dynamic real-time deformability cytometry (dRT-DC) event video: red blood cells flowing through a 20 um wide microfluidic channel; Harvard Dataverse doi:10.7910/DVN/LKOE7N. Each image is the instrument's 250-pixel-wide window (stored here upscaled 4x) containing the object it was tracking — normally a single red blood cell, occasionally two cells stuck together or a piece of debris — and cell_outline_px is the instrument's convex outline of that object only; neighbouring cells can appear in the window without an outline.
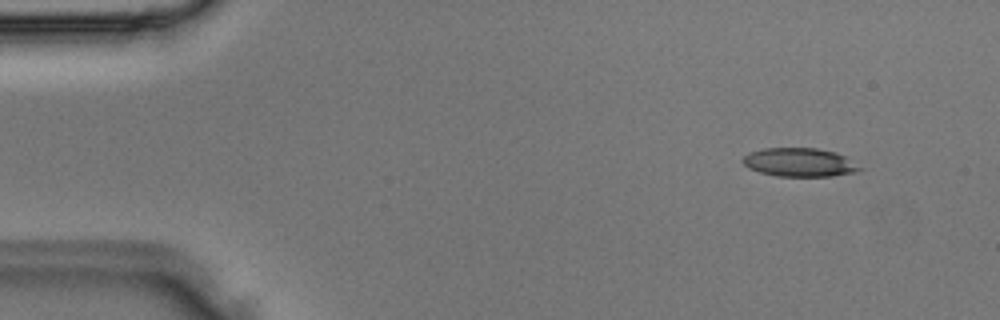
{"species": "Egyptian fruit bat (a non-hibernating species)", "species_latin": "Rousettus aegyptiacus", "temperature_condition": "room temperature", "stored_images_in_passage": 4, "segment_of_instrument_passage": [1, 2], "camera_frame_rate_fps": 3000, "um_per_image_px": 0.085, "animal": {"sex": "male"}, "frame": {"image": 1, "passage_image": 1, "time_ms": 0.0, "image_size_px": [1000, 320], "cell_outline_px": [[864, 168], [856, 172], [832, 176], [776, 176], [760, 172], [748, 168], [740, 160], [748, 152], [764, 148], [816, 148], [836, 152], [844, 156]], "centroid_in_image_um": [67.94, 13.8], "position_along_channel_um": 17.1, "area_um2": 19.59}}
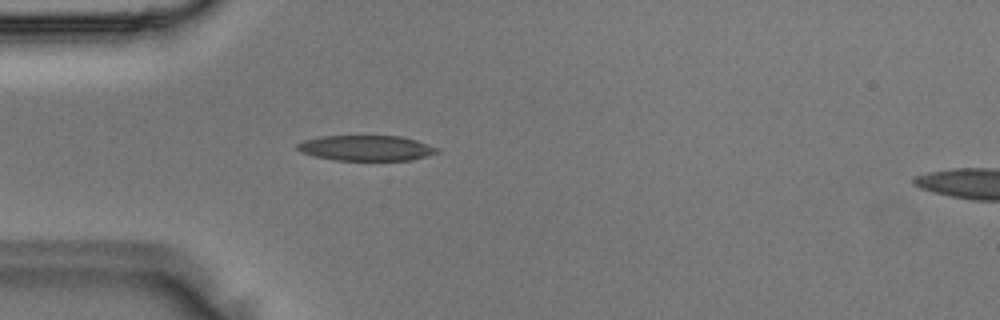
{"frame": {"image": 2, "passage_image": 3, "time_ms": 0.667, "image_size_px": [1000, 320], "cell_outline_px": [[440, 152], [412, 160], [332, 160], [300, 152], [296, 148], [296, 144], [304, 140], [320, 136], [400, 136], [416, 140], [436, 148]], "centroid_in_image_um": [31.08, 12.58], "position_along_channel_um": 53.9, "area_um2": 20.58}}